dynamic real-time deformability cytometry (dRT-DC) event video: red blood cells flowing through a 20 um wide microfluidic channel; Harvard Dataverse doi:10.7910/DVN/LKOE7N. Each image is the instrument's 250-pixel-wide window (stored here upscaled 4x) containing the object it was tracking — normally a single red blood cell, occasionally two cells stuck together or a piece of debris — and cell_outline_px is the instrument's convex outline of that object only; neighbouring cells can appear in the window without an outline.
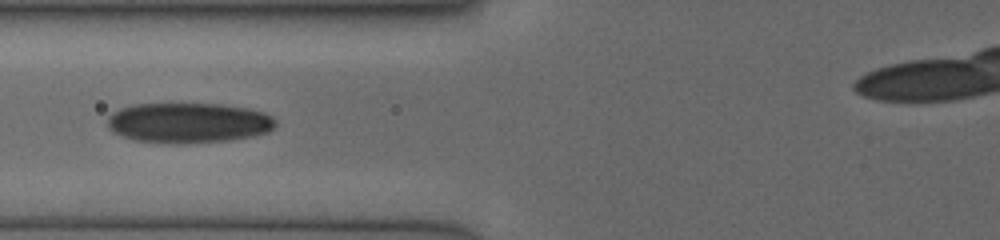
{"species": "human", "species_latin": "Homo sapiens", "temperature_condition": "cold", "stored_images_in_passage": 5, "camera_frame_rate_fps": 3000, "um_per_image_px": 0.085, "donor": {"sex": "female"}, "frame": {"image": 1, "passage_image": 4, "time_ms": 3.667, "image_size_px": [1000, 240], "cell_outline_px": [[276, 124], [268, 132], [252, 136], [232, 140], [184, 144], [168, 144], [132, 140], [112, 132], [108, 128], [108, 116], [112, 112], [120, 108], [136, 104], [220, 104], [244, 108], [264, 112], [272, 116], [276, 120]], "centroid_in_image_um": [15.99, 10.46], "position_along_channel_um": 109.8, "area_um2": 39.77}}
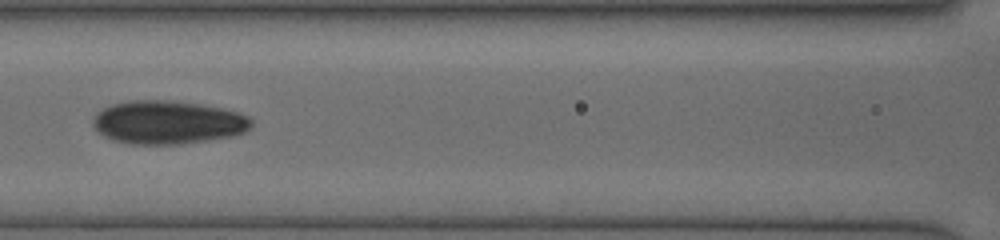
{"frame": {"image": 2, "passage_image": 5, "time_ms": 4.667, "image_size_px": [1000, 240], "cell_outline_px": [[252, 124], [244, 132], [232, 136], [180, 144], [128, 144], [112, 140], [104, 136], [92, 124], [92, 120], [96, 112], [112, 104], [132, 100], [172, 100], [200, 104], [224, 108], [248, 116], [252, 120]], "centroid_in_image_um": [14.24, 10.39], "position_along_channel_um": 152.4, "area_um2": 40.06}}